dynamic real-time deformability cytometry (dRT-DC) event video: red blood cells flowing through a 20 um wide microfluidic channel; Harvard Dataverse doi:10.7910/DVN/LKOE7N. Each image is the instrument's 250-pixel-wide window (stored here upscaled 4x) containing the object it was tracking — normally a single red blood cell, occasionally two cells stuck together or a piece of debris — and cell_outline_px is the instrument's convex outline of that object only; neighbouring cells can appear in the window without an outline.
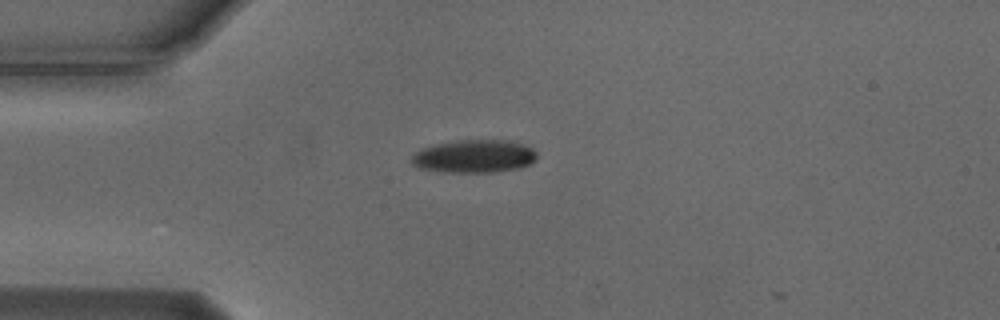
{"species": "Egyptian fruit bat (a non-hibernating species)", "species_latin": "Rousettus aegyptiacus", "temperature_condition": "cold", "stored_images_in_passage": 4, "camera_frame_rate_fps": 3000, "um_per_image_px": 0.085, "animal": {"sex": "male"}, "frame": {"image": 1, "passage_image": 1, "time_ms": 0.0, "image_size_px": [1000, 320], "cell_outline_px": [[536, 160], [520, 168], [496, 172], [440, 172], [420, 168], [412, 164], [412, 156], [416, 152], [424, 148], [436, 144], [460, 140], [508, 140], [532, 148], [536, 152]], "centroid_in_image_um": [40.31, 13.29], "position_along_channel_um": 44.7, "area_um2": 23.93}}